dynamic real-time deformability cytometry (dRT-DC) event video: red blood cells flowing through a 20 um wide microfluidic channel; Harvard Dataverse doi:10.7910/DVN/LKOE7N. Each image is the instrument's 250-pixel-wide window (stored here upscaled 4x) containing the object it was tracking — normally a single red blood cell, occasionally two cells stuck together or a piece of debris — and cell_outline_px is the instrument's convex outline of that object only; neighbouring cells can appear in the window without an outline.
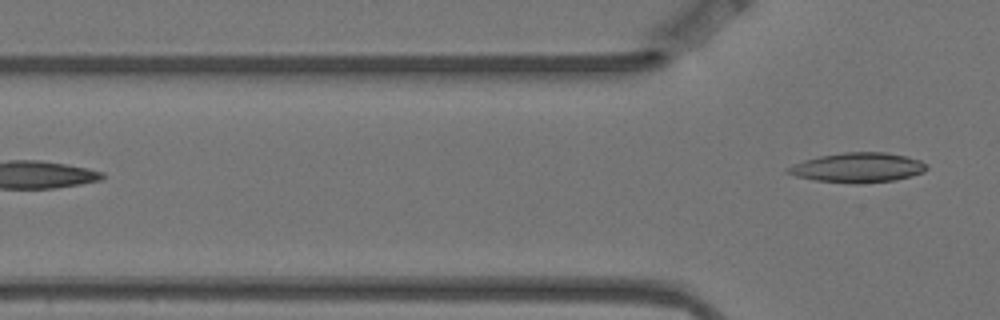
{"species": "Egyptian fruit bat (a non-hibernating species)", "species_latin": "Rousettus aegyptiacus", "temperature_condition": "warm", "stored_images_in_passage": 5, "camera_frame_rate_fps": 3000, "um_per_image_px": 0.085, "animal": {"sex": "female"}, "frame": {"image": 1, "passage_image": 5, "time_ms": 1.333, "image_size_px": [1000, 320], "cell_outline_px": [[928, 168], [924, 172], [896, 180], [856, 184], [816, 180], [796, 176], [784, 172], [784, 168], [792, 164], [804, 160], [820, 156], [844, 152], [884, 152], [908, 156], [920, 160], [928, 164]], "centroid_in_image_um": [72.91, 14.24], "position_along_channel_um": 52.9, "area_um2": 24.22}}